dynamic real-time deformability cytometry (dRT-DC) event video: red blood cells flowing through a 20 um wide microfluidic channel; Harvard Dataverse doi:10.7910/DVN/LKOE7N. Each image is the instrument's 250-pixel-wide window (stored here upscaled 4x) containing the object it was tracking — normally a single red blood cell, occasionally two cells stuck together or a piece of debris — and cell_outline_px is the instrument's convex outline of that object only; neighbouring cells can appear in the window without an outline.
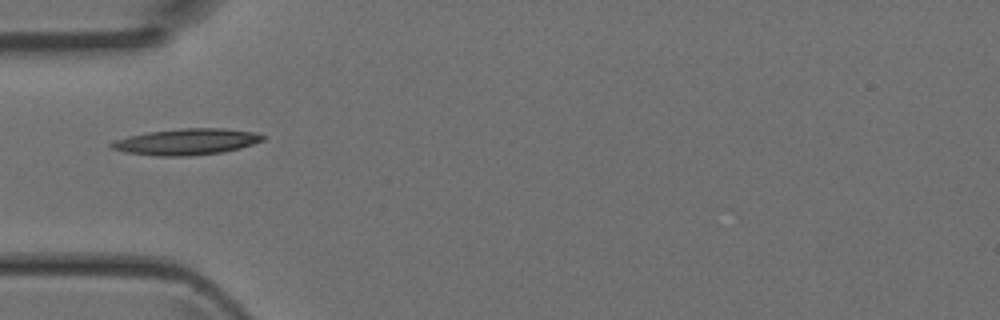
{"species": "Egyptian fruit bat (a non-hibernating species)", "species_latin": "Rousettus aegyptiacus", "temperature_condition": "room temperature", "stored_images_in_passage": 1, "camera_frame_rate_fps": 3000, "um_per_image_px": 0.085, "animal": {"sex": "female"}, "frame": {"image": 1, "passage_image": 1, "time_ms": 0.0, "image_size_px": [1000, 320], "cell_outline_px": [[264, 140], [240, 148], [220, 152], [188, 156], [156, 156], [124, 152], [112, 148], [108, 144], [116, 140], [128, 136], [148, 132], [184, 128], [224, 128], [252, 132], [264, 136]], "centroid_in_image_um": [15.82, 12.05], "position_along_channel_um": 69.2, "area_um2": 22.89}}